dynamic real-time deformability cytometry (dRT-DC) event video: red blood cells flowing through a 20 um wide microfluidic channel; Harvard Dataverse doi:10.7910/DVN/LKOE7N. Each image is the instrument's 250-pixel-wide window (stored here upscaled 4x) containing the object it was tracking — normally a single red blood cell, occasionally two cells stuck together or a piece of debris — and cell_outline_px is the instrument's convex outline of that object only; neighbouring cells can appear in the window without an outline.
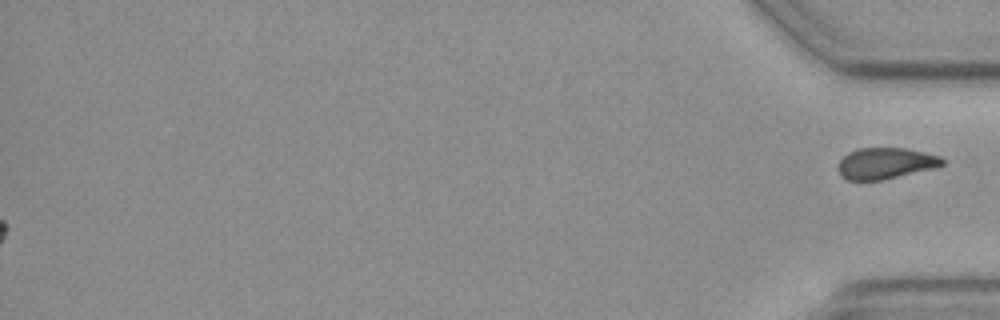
{"species": "common noctule bat (a hibernating species)", "species_latin": "Nyctalus noctula", "temperature_condition": "cold", "stored_images_in_passage": 52, "camera_frame_rate_fps": 3000, "um_per_image_px": 0.085, "animal": {"sex": "female", "body_mass_g": 19.3, "forearm_length_mm": 54.1}, "frame": {"image": 1, "passage_image": 52, "time_ms": 17.0, "image_size_px": [1000, 320], "cell_outline_px": [[944, 164], [940, 168], [884, 180], [844, 180], [840, 176], [836, 168], [840, 160], [848, 152], [860, 148], [904, 148], [924, 152], [940, 156], [944, 160]], "centroid_in_image_um": [75.29, 13.9], "position_along_channel_um": 359.9, "area_um2": 19.48}}